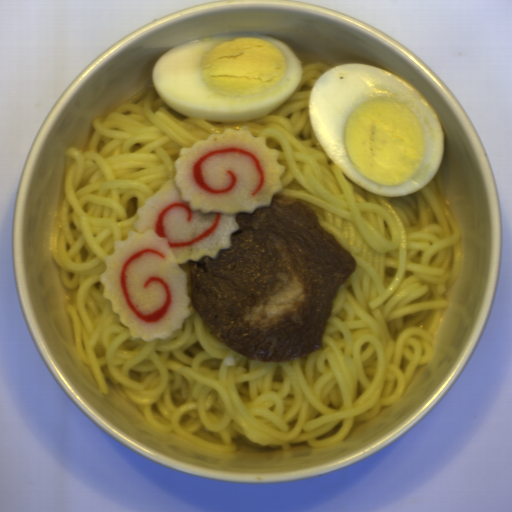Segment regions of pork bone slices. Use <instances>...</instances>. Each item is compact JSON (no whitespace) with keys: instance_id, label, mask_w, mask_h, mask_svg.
Segmentation results:
<instances>
[{"instance_id":"pork-bone-slices-1","label":"pork bone slices","mask_w":512,"mask_h":512,"mask_svg":"<svg viewBox=\"0 0 512 512\" xmlns=\"http://www.w3.org/2000/svg\"><path fill=\"white\" fill-rule=\"evenodd\" d=\"M230 249L191 261V304L209 331L242 357L284 362L323 348L341 286L356 258L324 230L316 211L273 194L240 212Z\"/></svg>"}]
</instances>
